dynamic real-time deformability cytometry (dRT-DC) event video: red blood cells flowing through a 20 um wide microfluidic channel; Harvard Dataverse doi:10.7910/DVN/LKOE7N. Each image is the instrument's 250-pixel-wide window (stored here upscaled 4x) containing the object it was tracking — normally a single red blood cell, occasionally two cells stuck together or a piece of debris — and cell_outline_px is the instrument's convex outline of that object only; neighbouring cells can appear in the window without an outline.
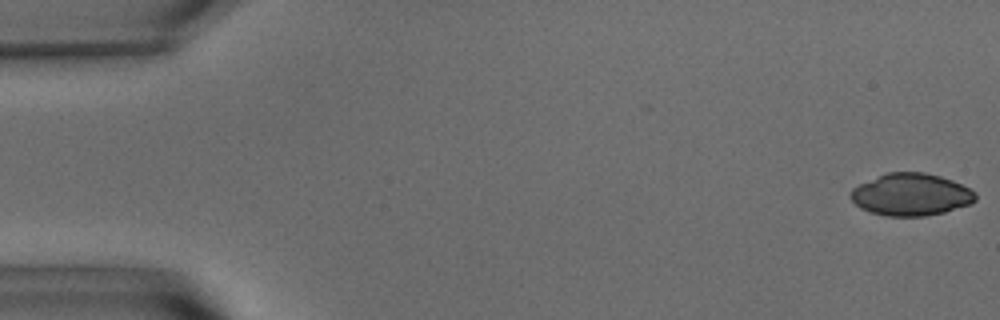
{"species": "common noctule bat (a hibernating species)", "species_latin": "Nyctalus noctula", "temperature_condition": "warm", "stored_images_in_passage": 55, "camera_frame_rate_fps": 3000, "um_per_image_px": 0.085, "animal": {"sex": "male", "body_mass_g": 15.6}, "frame": {"image": 1, "passage_image": 1, "time_ms": 0.0, "image_size_px": [1000, 320], "cell_outline_px": [[976, 200], [972, 204], [944, 212], [924, 216], [888, 216], [868, 212], [860, 208], [848, 196], [848, 192], [852, 188], [860, 184], [888, 172], [924, 172], [940, 176], [952, 180], [976, 192]], "centroid_in_image_um": [77.42, 16.54], "position_along_channel_um": 7.6, "area_um2": 30.81}}
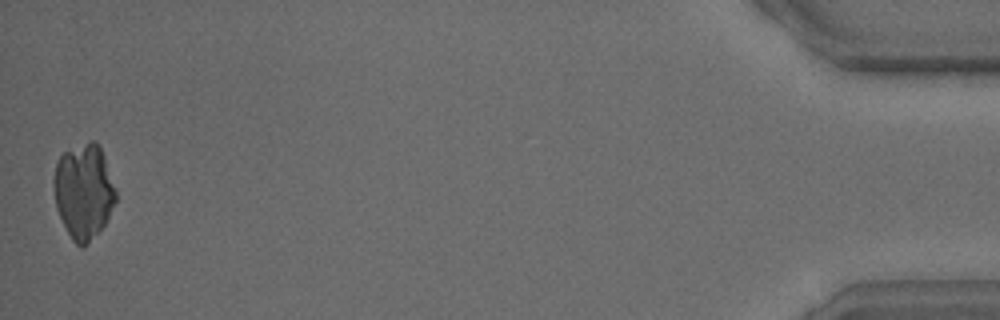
{"frame": {"image": 2, "passage_image": 55, "time_ms": 18.0, "image_size_px": [1000, 320], "cell_outline_px": [[116, 200], [104, 224], [84, 248], [80, 248], [72, 240], [56, 208], [52, 180], [56, 164], [60, 156], [64, 152], [92, 140], [96, 140], [104, 156], [116, 192]], "centroid_in_image_um": [7.09, 16.27], "position_along_channel_um": 428.1, "area_um2": 33.99}}